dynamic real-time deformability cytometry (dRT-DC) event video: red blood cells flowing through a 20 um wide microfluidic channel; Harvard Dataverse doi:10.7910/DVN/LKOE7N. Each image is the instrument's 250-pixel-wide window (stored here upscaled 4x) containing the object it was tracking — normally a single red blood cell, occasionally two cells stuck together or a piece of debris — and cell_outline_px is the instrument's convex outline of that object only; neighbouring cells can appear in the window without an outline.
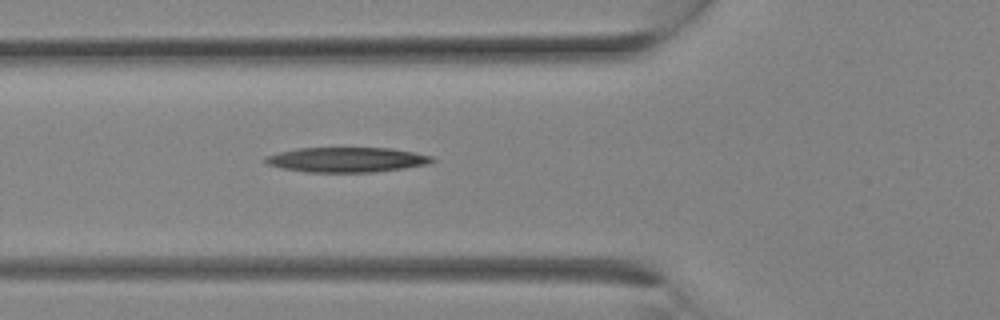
{"species": "Egyptian fruit bat (a non-hibernating species)", "species_latin": "Rousettus aegyptiacus", "temperature_condition": "room temperature", "stored_images_in_passage": 10, "camera_frame_rate_fps": 3000, "um_per_image_px": 0.085, "animal": {"sex": "female"}, "frame": {"image": 1, "passage_image": 10, "time_ms": 3.0, "image_size_px": [1000, 320], "cell_outline_px": [[436, 160], [428, 164], [404, 168], [372, 172], [304, 172], [284, 168], [268, 164], [264, 160], [264, 156], [296, 148], [392, 148], [432, 156]], "centroid_in_image_um": [29.47, 13.57], "position_along_channel_um": 96.3, "area_um2": 24.1}}